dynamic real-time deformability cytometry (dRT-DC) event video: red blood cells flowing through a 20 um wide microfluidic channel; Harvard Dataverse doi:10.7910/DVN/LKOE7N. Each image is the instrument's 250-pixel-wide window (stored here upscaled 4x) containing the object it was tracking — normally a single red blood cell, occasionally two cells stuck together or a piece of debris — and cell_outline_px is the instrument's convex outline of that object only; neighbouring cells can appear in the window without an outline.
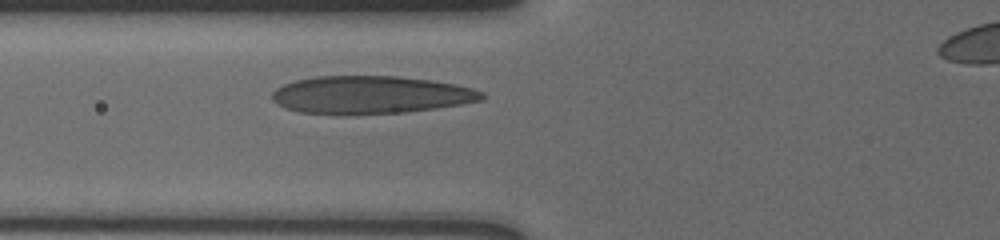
{"species": "human", "species_latin": "Homo sapiens", "temperature_condition": "cold", "stored_images_in_passage": 4, "camera_frame_rate_fps": 3000, "um_per_image_px": 0.085, "donor": {"sex": "male"}, "frame": {"image": 1, "passage_image": 4, "time_ms": 2.667, "image_size_px": [1000, 240], "cell_outline_px": [[484, 96], [480, 100], [460, 104], [436, 108], [404, 112], [300, 112], [288, 108], [272, 100], [272, 92], [276, 88], [284, 84], [296, 80], [316, 76], [396, 76], [428, 80], [452, 84], [472, 88], [484, 92]], "centroid_in_image_um": [31.51, 8.02], "position_along_channel_um": 94.3, "area_um2": 44.74}}